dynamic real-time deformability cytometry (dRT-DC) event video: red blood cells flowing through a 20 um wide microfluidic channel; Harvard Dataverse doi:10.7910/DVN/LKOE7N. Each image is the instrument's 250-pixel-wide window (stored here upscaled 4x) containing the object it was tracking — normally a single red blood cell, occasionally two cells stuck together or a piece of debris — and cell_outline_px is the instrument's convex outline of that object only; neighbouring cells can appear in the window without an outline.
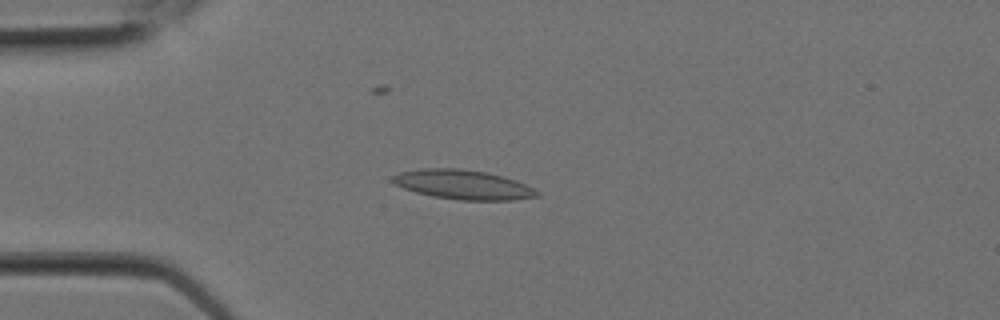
{"species": "Egyptian fruit bat (a non-hibernating species)", "species_latin": "Rousettus aegyptiacus", "temperature_condition": "room temperature", "stored_images_in_passage": 3, "camera_frame_rate_fps": 3000, "um_per_image_px": 0.085, "animal": {"sex": "female"}, "frame": {"image": 1, "passage_image": 2, "time_ms": 0.333, "image_size_px": [1000, 320], "cell_outline_px": [[540, 196], [512, 200], [460, 200], [432, 196], [416, 192], [404, 188], [396, 184], [392, 180], [392, 176], [400, 172], [420, 168], [460, 168], [488, 172], [504, 176], [516, 180], [540, 192]], "centroid_in_image_um": [39.38, 15.68], "position_along_channel_um": 45.6, "area_um2": 24.8}}